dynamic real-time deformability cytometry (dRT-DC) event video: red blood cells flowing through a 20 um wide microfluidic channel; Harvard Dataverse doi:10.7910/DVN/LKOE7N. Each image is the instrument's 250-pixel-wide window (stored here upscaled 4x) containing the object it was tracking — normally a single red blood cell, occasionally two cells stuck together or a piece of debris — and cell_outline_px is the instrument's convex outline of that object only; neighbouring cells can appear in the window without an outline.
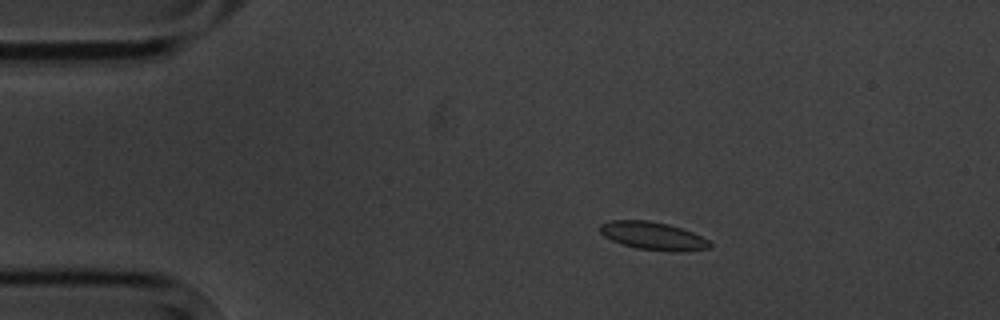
{"species": "common noctule bat (a hibernating species)", "species_latin": "Nyctalus noctula", "temperature_condition": "cold", "stored_images_in_passage": 3, "camera_frame_rate_fps": 3000, "um_per_image_px": 0.085, "animal": {"sex": "male", "body_mass_g": 20.1, "forearm_length_mm": 53.5}, "frame": {"image": 1, "passage_image": 2, "time_ms": 1.333, "image_size_px": [1000, 320], "cell_outline_px": [[712, 244], [708, 248], [684, 252], [676, 252], [636, 248], [612, 240], [604, 236], [600, 232], [600, 224], [612, 220], [648, 220], [668, 224], [692, 232], [708, 240]], "centroid_in_image_um": [55.51, 20.05], "position_along_channel_um": 29.5, "area_um2": 17.74}}